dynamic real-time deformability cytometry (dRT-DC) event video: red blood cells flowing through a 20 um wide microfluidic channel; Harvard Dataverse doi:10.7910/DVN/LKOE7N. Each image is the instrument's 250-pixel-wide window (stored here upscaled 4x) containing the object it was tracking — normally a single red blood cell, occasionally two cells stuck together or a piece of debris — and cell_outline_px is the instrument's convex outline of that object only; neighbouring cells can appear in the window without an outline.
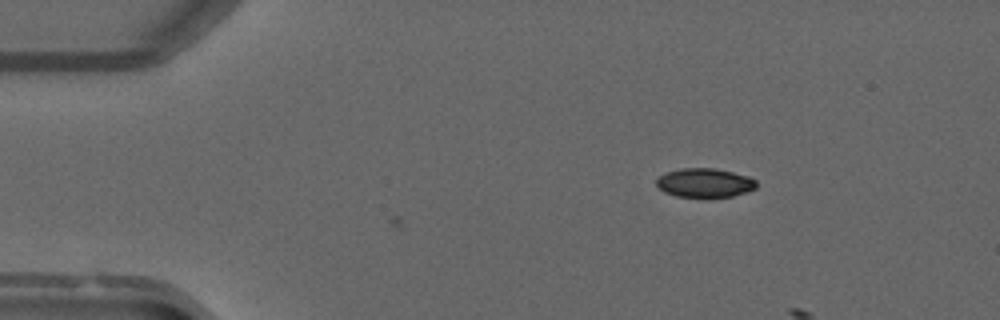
{"species": "common noctule bat (a hibernating species)", "species_latin": "Nyctalus noctula", "temperature_condition": "warm", "stored_images_in_passage": 6, "camera_frame_rate_fps": 3000, "um_per_image_px": 0.085, "animal": {"sex": "male", "forearm_length_mm": 52.5}, "frame": {"image": 1, "passage_image": 6, "time_ms": 1.667, "image_size_px": [1000, 320], "cell_outline_px": [[756, 188], [748, 192], [732, 196], [712, 200], [676, 196], [664, 192], [656, 184], [656, 180], [660, 176], [668, 172], [680, 168], [716, 168], [748, 176], [756, 180]], "centroid_in_image_um": [59.93, 15.58], "position_along_channel_um": 25.1, "area_um2": 17.51}}